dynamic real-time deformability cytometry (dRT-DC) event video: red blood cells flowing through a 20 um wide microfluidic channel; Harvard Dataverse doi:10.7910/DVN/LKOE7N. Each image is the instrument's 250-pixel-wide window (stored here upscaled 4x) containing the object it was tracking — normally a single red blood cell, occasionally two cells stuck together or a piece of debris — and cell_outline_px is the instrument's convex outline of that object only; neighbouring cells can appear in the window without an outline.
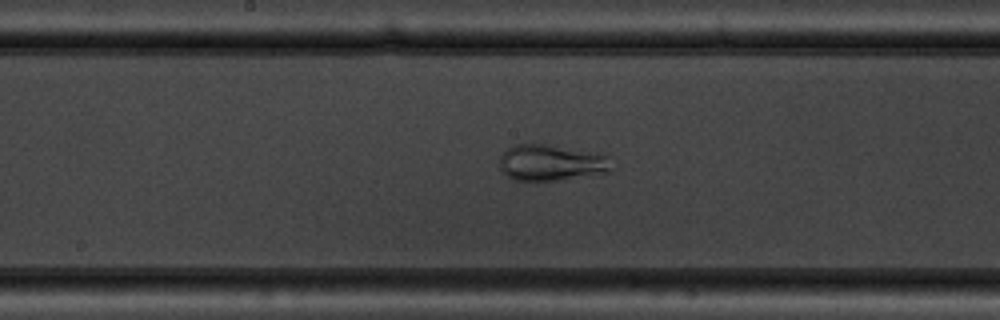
{"species": "common noctule bat (a hibernating species)", "species_latin": "Nyctalus noctula", "temperature_condition": "warm", "stored_images_in_passage": 37, "camera_frame_rate_fps": 3000, "um_per_image_px": 0.085, "animal": {"sex": "male", "body_mass_g": 19.5, "forearm_length_mm": 54.6}, "frame": {"image": 1, "passage_image": 11, "time_ms": 3.333, "image_size_px": [1000, 320], "cell_outline_px": [[612, 172], [556, 180], [512, 180], [500, 168], [500, 156], [512, 144], [548, 144], [608, 156], [612, 168]], "centroid_in_image_um": [46.83, 13.83], "position_along_channel_um": 201.4, "area_um2": 23.35}}
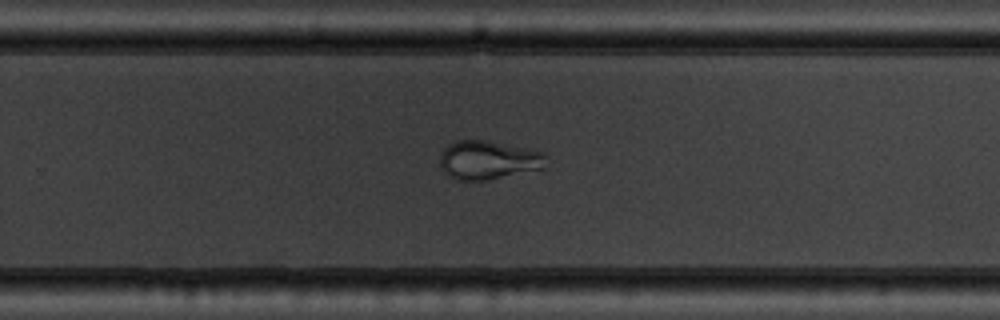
{"frame": {"image": 2, "passage_image": 18, "time_ms": 5.667, "image_size_px": [1000, 320], "cell_outline_px": [[548, 156], [544, 168], [488, 180], [456, 180], [444, 172], [440, 164], [440, 156], [444, 148], [448, 144], [456, 140], [488, 140], [528, 148], [544, 152]], "centroid_in_image_um": [41.53, 13.59], "position_along_channel_um": 288.3, "area_um2": 24.22}}
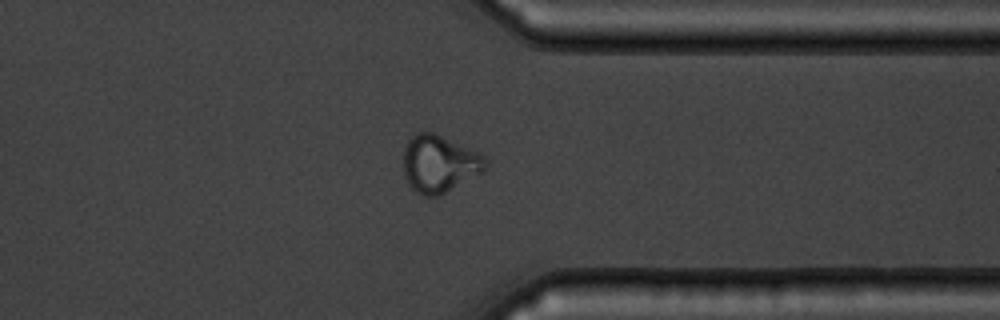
{"frame": {"image": 3, "passage_image": 25, "time_ms": 8.0, "image_size_px": [1000, 320], "cell_outline_px": [[488, 160], [484, 172], [436, 196], [424, 196], [416, 192], [408, 184], [404, 172], [404, 148], [408, 140], [412, 136], [420, 132], [432, 132], [476, 152], [484, 156]], "centroid_in_image_um": [37.33, 13.93], "position_along_channel_um": 374.1, "area_um2": 26.88}}